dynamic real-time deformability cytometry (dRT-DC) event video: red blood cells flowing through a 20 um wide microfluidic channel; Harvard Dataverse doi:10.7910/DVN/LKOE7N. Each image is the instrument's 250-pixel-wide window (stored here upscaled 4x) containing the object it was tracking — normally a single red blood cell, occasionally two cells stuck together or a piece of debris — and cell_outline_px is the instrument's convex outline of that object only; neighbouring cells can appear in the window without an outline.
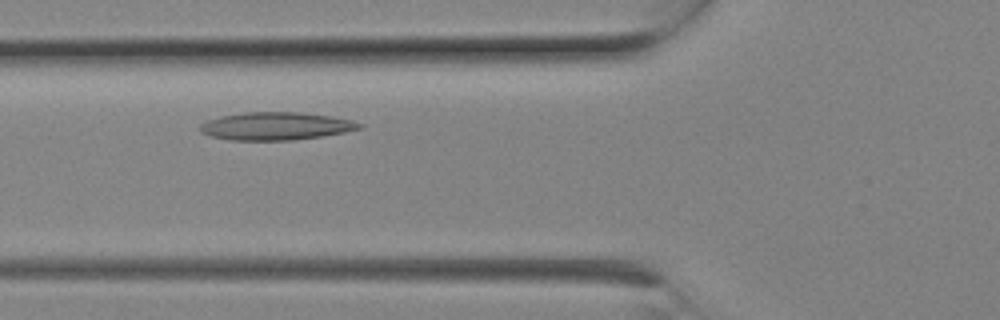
{"species": "Egyptian fruit bat (a non-hibernating species)", "species_latin": "Rousettus aegyptiacus", "temperature_condition": "room temperature", "stored_images_in_passage": 5, "camera_frame_rate_fps": 3000, "um_per_image_px": 0.085, "animal": {"sex": "female"}, "frame": {"image": 1, "passage_image": 4, "time_ms": 1.0, "image_size_px": [1000, 320], "cell_outline_px": [[364, 128], [344, 132], [320, 136], [292, 140], [232, 140], [212, 136], [200, 132], [200, 124], [208, 120], [220, 116], [244, 112], [300, 112], [332, 116], [352, 120], [364, 124]], "centroid_in_image_um": [23.48, 10.71], "position_along_channel_um": 102.3, "area_um2": 25.84}}
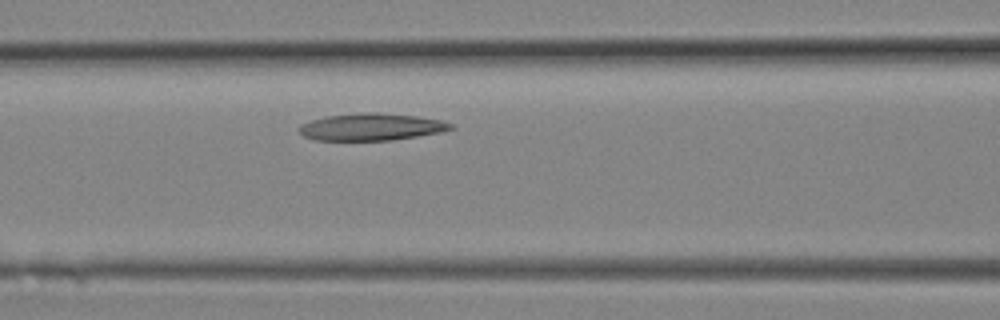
{"frame": {"image": 2, "passage_image": 5, "time_ms": 1.333, "image_size_px": [1000, 320], "cell_outline_px": [[456, 128], [440, 132], [392, 140], [316, 140], [304, 136], [296, 128], [300, 124], [312, 120], [328, 116], [368, 112], [376, 112], [416, 116], [440, 120], [452, 124]], "centroid_in_image_um": [31.55, 10.79], "position_along_channel_um": 135.1, "area_um2": 23.76}}